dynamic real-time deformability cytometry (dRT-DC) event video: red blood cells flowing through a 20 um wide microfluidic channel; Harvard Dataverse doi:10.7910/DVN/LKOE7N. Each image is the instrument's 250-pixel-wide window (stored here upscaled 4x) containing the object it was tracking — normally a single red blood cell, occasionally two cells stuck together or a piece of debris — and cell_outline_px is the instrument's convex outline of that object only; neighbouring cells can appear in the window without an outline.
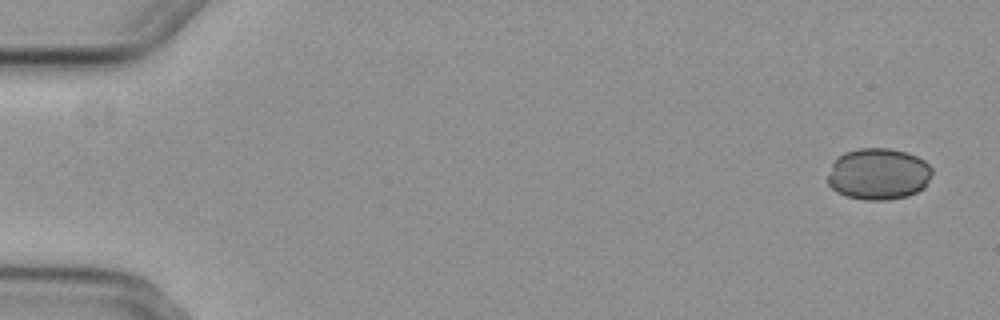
{"species": "common noctule bat (a hibernating species)", "species_latin": "Nyctalus noctula", "temperature_condition": "cold", "stored_images_in_passage": 6, "camera_frame_rate_fps": 3000, "um_per_image_px": 0.085, "animal": {"sex": "female", "body_mass_g": 29.2, "forearm_length_mm": 56.3}, "frame": {"image": 1, "passage_image": 1, "time_ms": 0.0, "image_size_px": [1000, 320], "cell_outline_px": [[932, 172], [924, 188], [908, 196], [888, 200], [864, 200], [844, 196], [836, 192], [828, 184], [828, 176], [832, 164], [844, 152], [860, 148], [888, 148], [908, 152], [924, 160], [932, 168]], "centroid_in_image_um": [74.67, 14.8], "position_along_channel_um": 10.3, "area_um2": 31.5}}